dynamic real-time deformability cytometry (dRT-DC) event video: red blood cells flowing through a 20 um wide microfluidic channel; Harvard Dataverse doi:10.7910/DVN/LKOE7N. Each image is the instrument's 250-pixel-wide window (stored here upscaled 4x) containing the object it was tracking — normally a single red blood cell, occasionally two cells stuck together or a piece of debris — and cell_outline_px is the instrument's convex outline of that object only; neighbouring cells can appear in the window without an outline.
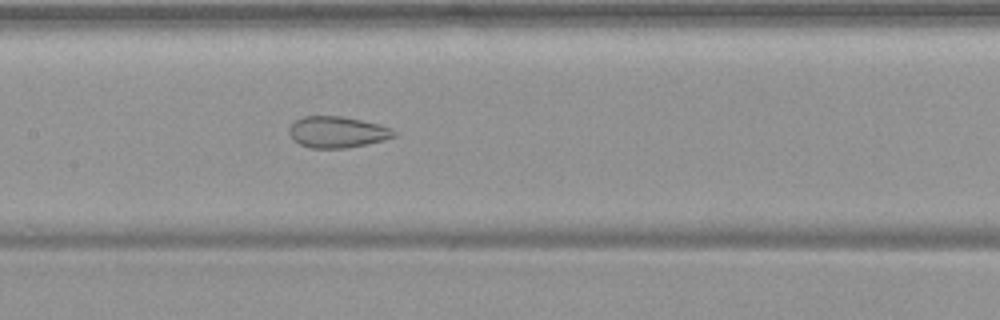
{"species": "common noctule bat (a hibernating species)", "species_latin": "Nyctalus noctula", "temperature_condition": "warm", "stored_images_in_passage": 54, "camera_frame_rate_fps": 3000, "um_per_image_px": 0.085, "animal": {"sex": "female", "body_mass_g": 19.9}, "frame": {"image": 1, "passage_image": 27, "time_ms": 8.667, "image_size_px": [1000, 320], "cell_outline_px": [[396, 136], [384, 140], [344, 148], [312, 148], [300, 144], [292, 140], [288, 132], [288, 128], [296, 120], [304, 116], [344, 116], [380, 124], [392, 128], [396, 132]], "centroid_in_image_um": [28.66, 11.21], "position_along_channel_um": 178.7, "area_um2": 19.19}}
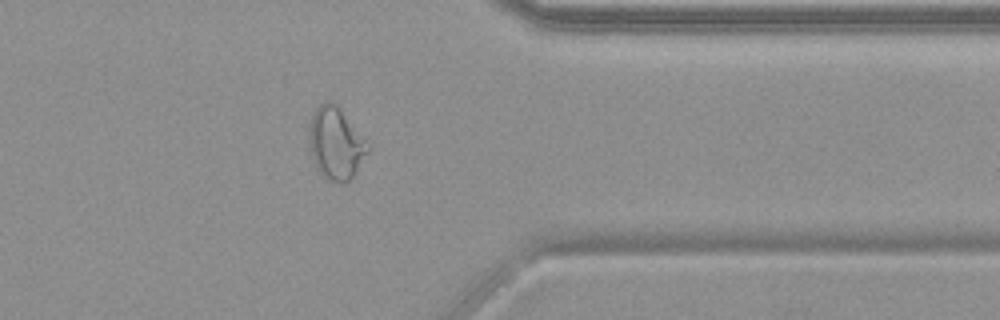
{"frame": {"image": 2, "passage_image": 44, "time_ms": 14.333, "image_size_px": [1000, 320], "cell_outline_px": [[372, 148], [356, 172], [348, 180], [332, 180], [324, 176], [316, 168], [308, 144], [308, 124], [316, 108], [324, 100], [332, 100], [340, 108], [372, 144]], "centroid_in_image_um": [28.57, 12.11], "position_along_channel_um": 382.8, "area_um2": 25.09}}
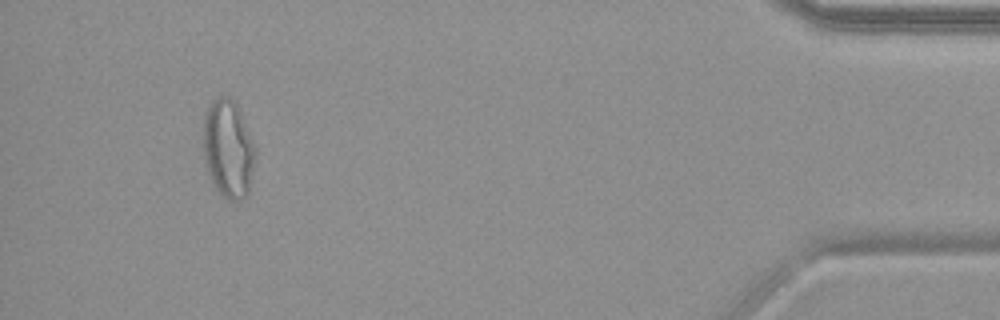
{"frame": {"image": 3, "passage_image": 51, "time_ms": 16.667, "image_size_px": [1000, 320], "cell_outline_px": [[256, 156], [248, 196], [240, 200], [228, 200], [216, 188], [208, 172], [204, 156], [204, 112], [208, 104], [216, 96], [232, 96], [240, 112], [256, 148]], "centroid_in_image_um": [19.41, 12.62], "position_along_channel_um": 415.8, "area_um2": 29.88}, "authors_computed_cell_mechanics": {"area_um2": 26.3568, "velocity_mm_per_s": 3.7538, "shape_relaxation_time_tau1_ms": null, "shape_relaxation_time_tau2_ms": 1.3883, "deformation_change_tau1": null, "deformation_change_tau2": 0.0775}}